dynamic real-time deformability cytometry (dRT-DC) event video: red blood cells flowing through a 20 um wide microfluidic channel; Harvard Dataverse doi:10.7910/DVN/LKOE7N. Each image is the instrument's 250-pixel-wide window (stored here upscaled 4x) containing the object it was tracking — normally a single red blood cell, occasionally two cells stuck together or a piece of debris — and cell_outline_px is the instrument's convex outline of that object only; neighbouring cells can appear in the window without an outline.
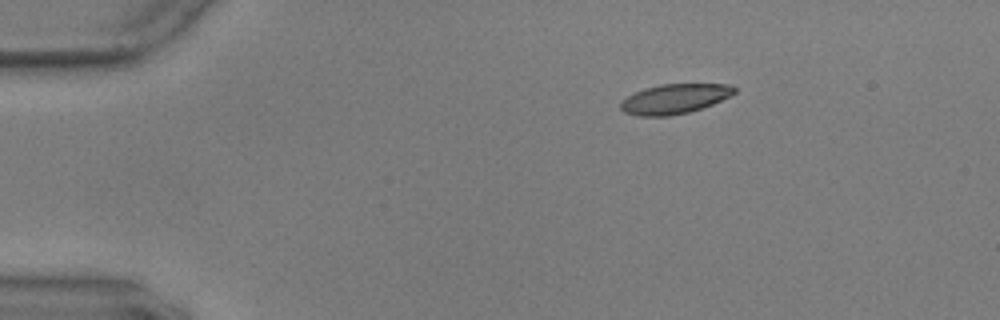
{"species": "common noctule bat (a hibernating species)", "species_latin": "Nyctalus noctula", "temperature_condition": "warm", "stored_images_in_passage": 38, "camera_frame_rate_fps": 3000, "um_per_image_px": 0.085, "animal": {"sex": "male", "body_mass_g": 17.9, "forearm_length_mm": 54.2}, "frame": {"image": 1, "passage_image": 1, "time_ms": 0.0, "image_size_px": [1000, 320], "cell_outline_px": [[736, 92], [712, 104], [688, 112], [668, 116], [636, 116], [624, 112], [620, 108], [620, 104], [628, 96], [644, 88], [660, 84], [728, 84], [736, 88]], "centroid_in_image_um": [57.31, 8.4], "position_along_channel_um": 27.7, "area_um2": 19.48}}
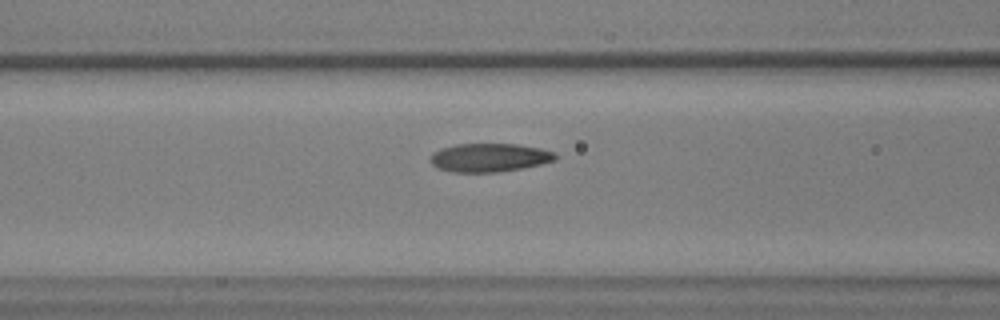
{"frame": {"image": 2, "passage_image": 15, "time_ms": 4.667, "image_size_px": [1000, 320], "cell_outline_px": [[556, 160], [524, 168], [496, 172], [452, 172], [436, 168], [428, 160], [428, 156], [432, 152], [440, 148], [456, 144], [516, 144], [540, 148], [556, 152]], "centroid_in_image_um": [41.54, 13.39], "position_along_channel_um": 125.1, "area_um2": 21.04}}
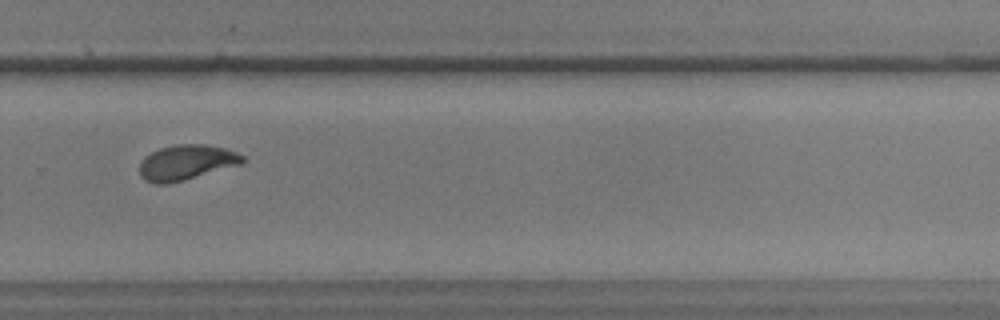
{"frame": {"image": 3, "passage_image": 31, "time_ms": 10.0, "image_size_px": [1000, 320], "cell_outline_px": [[244, 160], [240, 164], [184, 180], [168, 184], [152, 184], [144, 180], [140, 176], [140, 160], [144, 156], [160, 148], [180, 144], [204, 144], [224, 148], [236, 152], [244, 156]], "centroid_in_image_um": [15.79, 13.82], "position_along_channel_um": 314.0, "area_um2": 21.04}, "authors_computed_cell_mechanics": {"area_um2": 20.6924, "velocity_mm_per_s": 3.5556, "shape_relaxation_time_tau1_ms": 9.5789, "shape_relaxation_time_tau2_ms": 1.29, "deformation_change_tau1": 0.2783, "deformation_change_tau2": 0.0689}}